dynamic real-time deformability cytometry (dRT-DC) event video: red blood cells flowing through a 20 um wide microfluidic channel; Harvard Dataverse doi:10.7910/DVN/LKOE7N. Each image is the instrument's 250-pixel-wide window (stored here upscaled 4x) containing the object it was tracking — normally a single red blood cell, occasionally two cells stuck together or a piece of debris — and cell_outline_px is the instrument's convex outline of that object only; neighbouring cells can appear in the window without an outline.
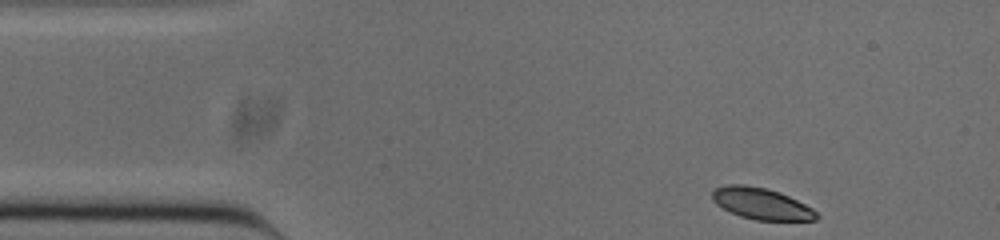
{"species": "common noctule bat (a hibernating species)", "species_latin": "Nyctalus noctula", "temperature_condition": "cold", "stored_images_in_passage": 47, "camera_frame_rate_fps": 3000, "um_per_image_px": 0.085, "animal": {"sex": "male", "body_mass_g": 20.0, "forearm_length_mm": 53.3}, "frame": {"image": 1, "passage_image": 1, "time_ms": 0.0, "image_size_px": [1000, 240], "cell_outline_px": [[820, 216], [816, 220], [756, 220], [740, 216], [716, 204], [712, 200], [712, 192], [716, 188], [728, 184], [744, 184], [764, 188], [780, 192], [812, 208]], "centroid_in_image_um": [64.71, 17.31], "position_along_channel_um": 20.3, "area_um2": 18.9}}
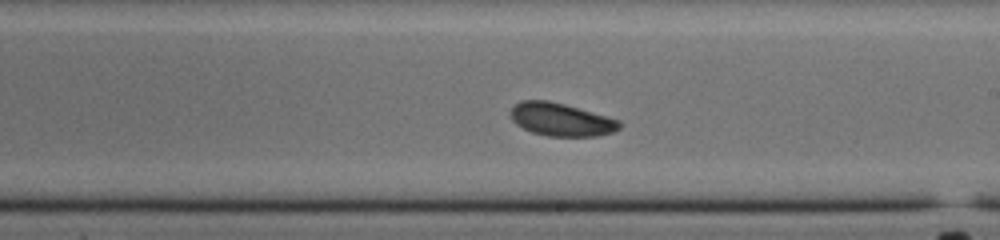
{"frame": {"image": 2, "passage_image": 24, "time_ms": 7.667, "image_size_px": [1000, 240], "cell_outline_px": [[620, 128], [612, 132], [596, 136], [548, 136], [532, 132], [516, 124], [512, 120], [508, 112], [520, 100], [548, 100], [564, 104], [620, 120]], "centroid_in_image_um": [47.65, 10.15], "position_along_channel_um": 241.3, "area_um2": 20.81}}
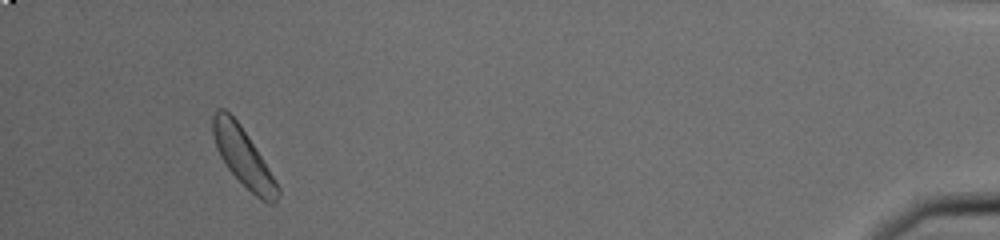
{"frame": {"image": 3, "passage_image": 44, "time_ms": 14.333, "image_size_px": [1000, 240], "cell_outline_px": [[280, 192], [276, 204], [268, 204], [260, 200], [228, 168], [220, 156], [216, 148], [212, 132], [212, 116], [216, 108], [224, 108], [240, 124], [248, 136], [276, 180], [280, 188]], "centroid_in_image_um": [20.68, 13.35], "position_along_channel_um": 414.5, "area_um2": 21.85}, "authors_computed_cell_mechanics": {"area_um2": 20.9236, "velocity_mm_per_s": 3.7888, "shape_relaxation_time_tau1_ms": 1.9972, "shape_relaxation_time_tau2_ms": null, "deformation_change_tau1": 0.073, "deformation_change_tau2": null}}